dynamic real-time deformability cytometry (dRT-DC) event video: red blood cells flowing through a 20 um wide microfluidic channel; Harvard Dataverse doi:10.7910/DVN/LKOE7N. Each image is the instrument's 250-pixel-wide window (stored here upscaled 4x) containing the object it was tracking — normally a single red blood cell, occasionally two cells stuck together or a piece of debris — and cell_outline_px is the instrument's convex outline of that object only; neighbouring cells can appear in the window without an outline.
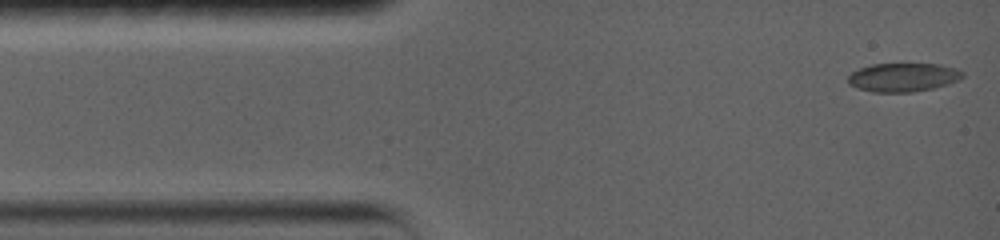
{"species": "common noctule bat (a hibernating species)", "species_latin": "Nyctalus noctula", "temperature_condition": "warm", "stored_images_in_passage": 32, "camera_frame_rate_fps": 5000, "um_per_image_px": 0.085, "animal": {"sex": "female", "body_mass_g": 19.0, "forearm_length_mm": 56.7}, "frame": {"image": 1, "passage_image": 1, "time_ms": 0.0, "image_size_px": [1000, 240], "cell_outline_px": [[964, 76], [956, 80], [932, 88], [912, 92], [872, 92], [848, 84], [848, 76], [852, 72], [860, 68], [872, 64], [940, 64], [964, 72]], "centroid_in_image_um": [76.72, 6.57], "position_along_channel_um": 8.3, "area_um2": 18.79}}
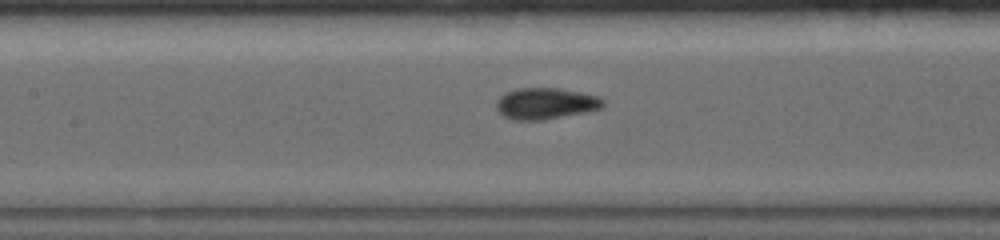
{"frame": {"image": 2, "passage_image": 14, "time_ms": 6.0, "image_size_px": [1000, 240], "cell_outline_px": [[604, 104], [600, 108], [584, 112], [544, 120], [512, 120], [504, 116], [496, 108], [496, 100], [504, 92], [516, 88], [560, 88], [600, 96], [604, 100]], "centroid_in_image_um": [46.35, 8.79], "position_along_channel_um": 161.1, "area_um2": 19.59}}
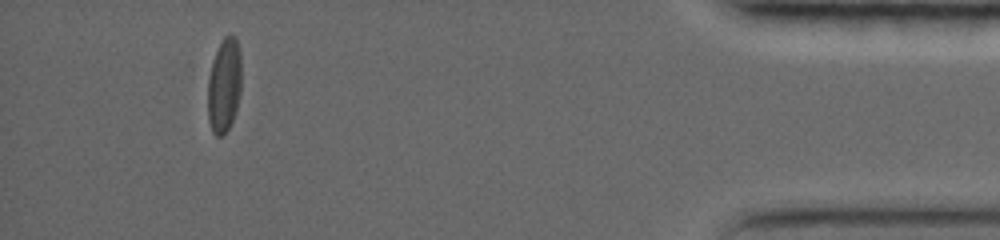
{"frame": {"image": 3, "passage_image": 28, "time_ms": 14.8, "image_size_px": [1000, 240], "cell_outline_px": [[240, 92], [236, 108], [232, 120], [228, 128], [220, 136], [216, 136], [212, 132], [208, 120], [208, 80], [212, 60], [224, 36], [228, 32], [232, 32], [236, 36], [240, 48]], "centroid_in_image_um": [19.05, 7.18], "position_along_channel_um": 416.1, "area_um2": 18.55}, "authors_computed_cell_mechanics": {"area_um2": 18.8717, "velocity_mm_per_s": 3.7154, "shape_relaxation_time_tau1_ms": 4.0847, "shape_relaxation_time_tau2_ms": 0.9814, "deformation_change_tau1": 0.1717, "deformation_change_tau2": 0.0625}}